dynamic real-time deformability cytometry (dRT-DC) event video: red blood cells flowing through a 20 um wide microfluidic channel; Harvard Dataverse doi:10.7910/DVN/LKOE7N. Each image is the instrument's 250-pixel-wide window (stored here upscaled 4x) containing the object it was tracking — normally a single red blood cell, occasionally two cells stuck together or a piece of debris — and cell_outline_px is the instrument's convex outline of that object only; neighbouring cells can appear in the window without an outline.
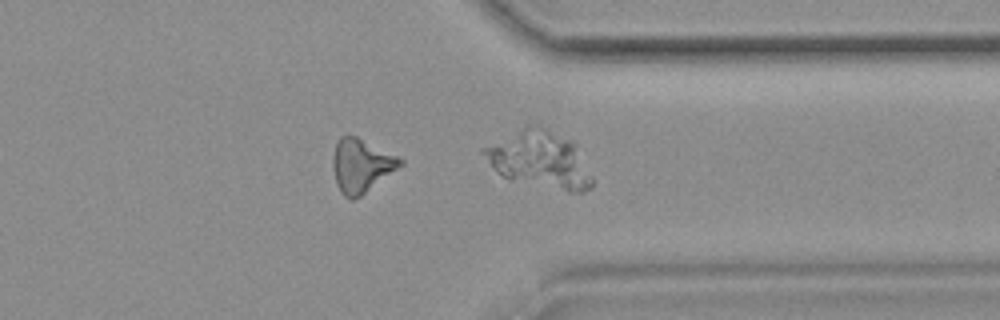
{"species": "common noctule bat (a hibernating species)", "species_latin": "Nyctalus noctula", "temperature_condition": "room temperature", "stored_images_in_passage": 49, "segment_of_instrument_passage": [1, 2], "camera_frame_rate_fps": 3000, "um_per_image_px": 0.085, "animal": {"sex": "female", "body_mass_g": 19.9}, "frame": {"image": 1, "passage_image": 43, "time_ms": 14.0, "image_size_px": [1000, 320], "cell_outline_px": [[404, 164], [360, 196], [352, 200], [344, 196], [340, 192], [336, 184], [332, 168], [332, 156], [336, 140], [340, 136], [356, 136], [404, 160]], "centroid_in_image_um": [30.66, 14.07], "position_along_channel_um": 380.7, "area_um2": 20.92}}